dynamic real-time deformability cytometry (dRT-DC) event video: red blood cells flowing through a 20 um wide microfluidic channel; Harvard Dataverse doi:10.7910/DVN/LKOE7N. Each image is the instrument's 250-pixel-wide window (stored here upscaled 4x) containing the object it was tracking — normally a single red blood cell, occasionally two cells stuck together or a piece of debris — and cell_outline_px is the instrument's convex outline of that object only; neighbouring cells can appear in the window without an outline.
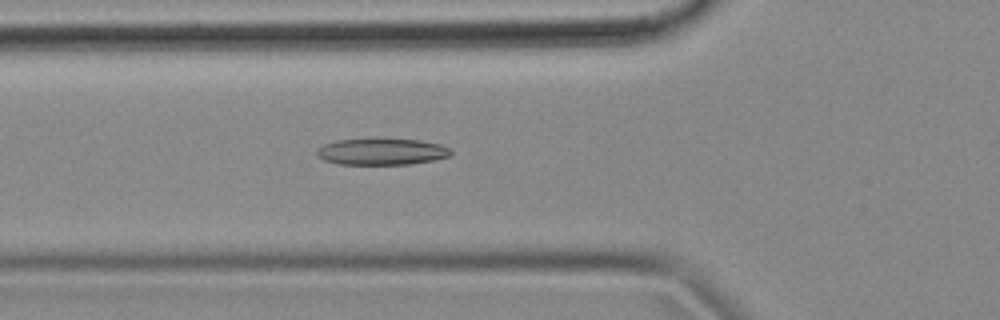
{"species": "common noctule bat (a hibernating species)", "species_latin": "Nyctalus noctula", "temperature_condition": "cold", "stored_images_in_passage": 46, "camera_frame_rate_fps": 3000, "um_per_image_px": 0.085, "animal": {"sex": "female", "body_mass_g": 18.4}, "frame": {"image": 1, "passage_image": 11, "time_ms": 3.333, "image_size_px": [1000, 320], "cell_outline_px": [[452, 156], [432, 160], [408, 164], [340, 164], [324, 160], [316, 156], [316, 152], [324, 144], [336, 140], [380, 136], [420, 140], [440, 144], [452, 148]], "centroid_in_image_um": [32.47, 12.84], "position_along_channel_um": 93.3, "area_um2": 21.56}}
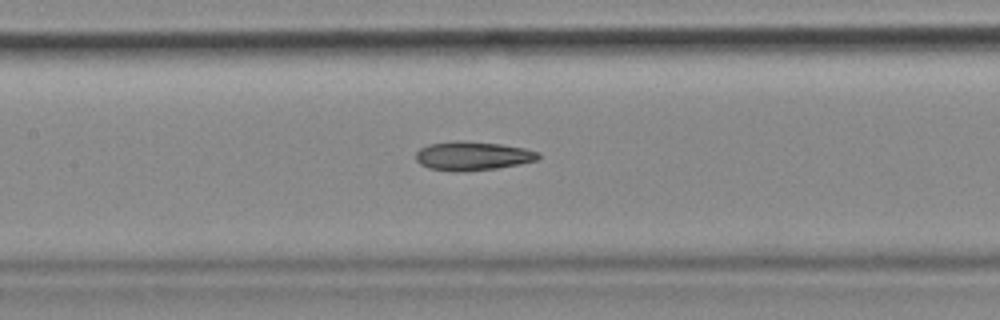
{"frame": {"image": 2, "passage_image": 17, "time_ms": 5.333, "image_size_px": [1000, 320], "cell_outline_px": [[540, 156], [536, 160], [520, 164], [496, 168], [428, 168], [420, 164], [416, 160], [416, 152], [420, 148], [428, 144], [460, 140], [500, 144], [524, 148], [540, 152]], "centroid_in_image_um": [40.2, 13.19], "position_along_channel_um": 167.2, "area_um2": 19.59}}
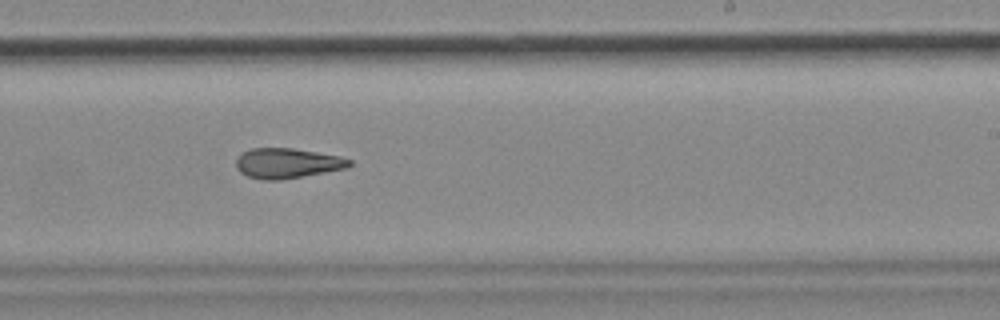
{"frame": {"image": 3, "passage_image": 25, "time_ms": 8.0, "image_size_px": [1000, 320], "cell_outline_px": [[352, 164], [348, 168], [276, 180], [264, 180], [248, 176], [240, 172], [236, 168], [236, 160], [240, 152], [252, 148], [292, 148], [340, 156], [352, 160]], "centroid_in_image_um": [24.39, 13.86], "position_along_channel_um": 264.6, "area_um2": 19.77}, "authors_computed_cell_mechanics": {"area_um2": 20.23, "velocity_mm_per_s": 3.6692, "shape_relaxation_time_tau1_ms": null, "shape_relaxation_time_tau2_ms": 3.7138, "deformation_change_tau1": null, "deformation_change_tau2": 0.135}}